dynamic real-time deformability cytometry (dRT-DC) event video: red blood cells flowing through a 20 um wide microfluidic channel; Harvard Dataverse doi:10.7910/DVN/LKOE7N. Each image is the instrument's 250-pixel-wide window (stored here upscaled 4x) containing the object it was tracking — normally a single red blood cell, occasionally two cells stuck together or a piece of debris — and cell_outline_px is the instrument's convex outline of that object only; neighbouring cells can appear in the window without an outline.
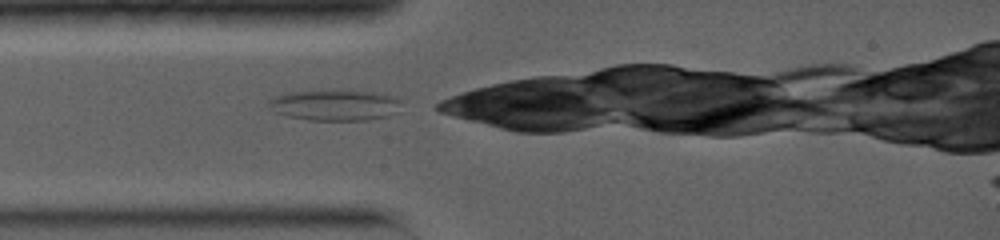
{"species": "common noctule bat (a hibernating species)", "species_latin": "Nyctalus noctula", "temperature_condition": "warm", "stored_images_in_passage": 4, "camera_frame_rate_fps": 5000, "um_per_image_px": 0.085, "animal": {"sex": "female", "body_mass_g": 19.0, "forearm_length_mm": 56.7}, "frame": {"image": 1, "passage_image": 1, "time_ms": 0.0, "image_size_px": [1000, 240], "cell_outline_px": [[404, 100], [396, 112], [388, 116], [368, 120], [308, 120], [288, 116], [276, 112], [268, 108], [268, 100], [272, 96], [288, 92], [352, 88], [384, 92], [396, 96]], "centroid_in_image_um": [28.54, 8.88], "position_along_channel_um": 56.5, "area_um2": 25.14}}